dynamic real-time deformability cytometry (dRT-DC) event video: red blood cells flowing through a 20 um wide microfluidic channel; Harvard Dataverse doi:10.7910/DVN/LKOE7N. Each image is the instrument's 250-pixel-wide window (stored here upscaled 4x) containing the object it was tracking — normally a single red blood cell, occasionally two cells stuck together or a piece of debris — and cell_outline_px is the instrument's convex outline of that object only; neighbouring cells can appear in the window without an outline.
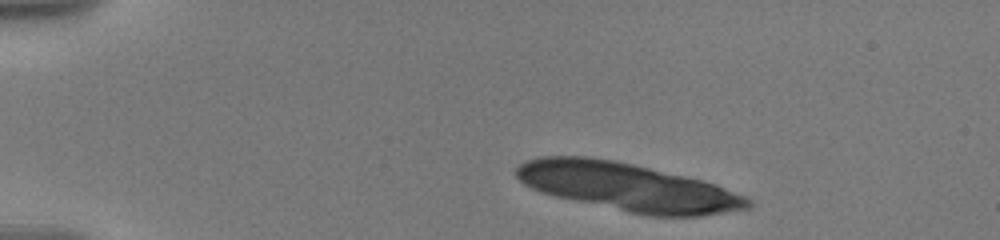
{"species": "human", "species_latin": "Homo sapiens", "temperature_condition": "warm", "stored_images_in_passage": 8, "camera_frame_rate_fps": 3000, "um_per_image_px": 0.085, "donor": {"sex": "male"}, "frame": {"image": 1, "passage_image": 1, "time_ms": 0.0, "image_size_px": [1000, 240], "cell_outline_px": [[752, 208], [704, 216], [652, 216], [628, 212], [552, 196], [532, 188], [524, 184], [516, 176], [516, 168], [520, 164], [528, 160], [544, 156], [588, 156], [616, 160], [704, 180], [716, 184], [748, 196], [752, 200]], "centroid_in_image_um": [53.42, 15.9], "position_along_channel_um": 31.6, "area_um2": 65.2}}
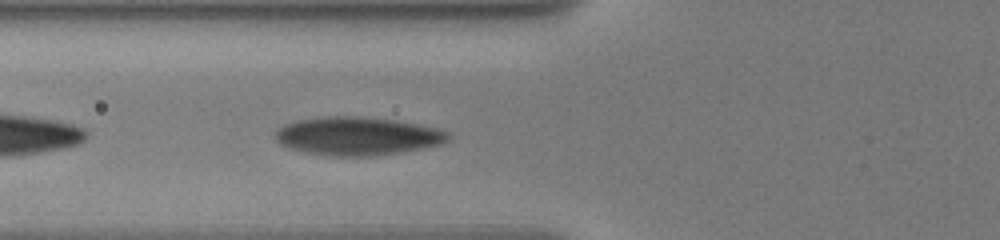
{"frame": {"image": 2, "passage_image": 8, "time_ms": 4.333, "image_size_px": [1000, 240], "cell_outline_px": [[452, 136], [448, 140], [440, 144], [396, 152], [368, 156], [340, 156], [312, 152], [292, 148], [280, 144], [276, 140], [276, 132], [284, 124], [296, 120], [324, 116], [360, 116], [396, 120], [420, 124], [440, 128], [448, 132]], "centroid_in_image_um": [30.42, 11.53], "position_along_channel_um": 95.4, "area_um2": 38.09}}